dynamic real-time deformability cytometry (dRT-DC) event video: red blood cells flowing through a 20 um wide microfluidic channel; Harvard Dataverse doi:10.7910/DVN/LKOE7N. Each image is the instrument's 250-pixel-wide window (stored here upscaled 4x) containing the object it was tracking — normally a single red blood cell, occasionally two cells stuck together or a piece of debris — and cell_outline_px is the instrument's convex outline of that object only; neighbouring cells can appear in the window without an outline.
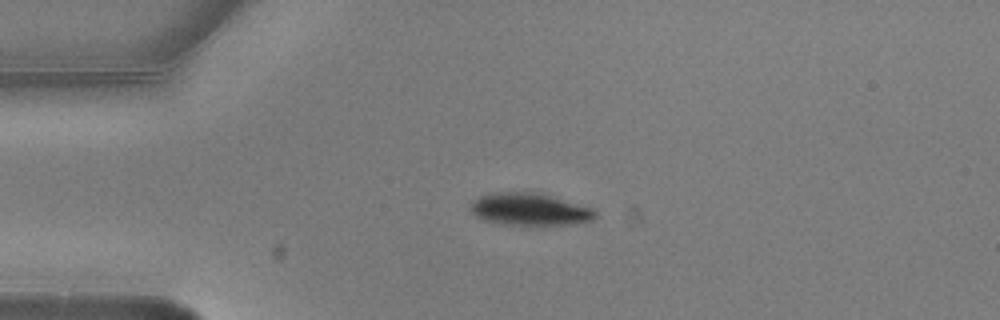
{"species": "common noctule bat (a hibernating species)", "species_latin": "Nyctalus noctula", "temperature_condition": "warm", "stored_images_in_passage": 3, "camera_frame_rate_fps": 3000, "um_per_image_px": 0.085, "animal": {"sex": "male", "body_mass_g": 20.5, "forearm_length_mm": 52.5}, "frame": {"image": 1, "passage_image": 3, "time_ms": 0.667, "image_size_px": [1000, 320], "cell_outline_px": [[596, 216], [592, 220], [576, 224], [524, 228], [484, 220], [476, 216], [472, 212], [472, 204], [480, 196], [496, 192], [532, 192], [548, 196], [592, 208], [596, 212]], "centroid_in_image_um": [45.04, 17.86], "position_along_channel_um": 40.0, "area_um2": 23.76}}